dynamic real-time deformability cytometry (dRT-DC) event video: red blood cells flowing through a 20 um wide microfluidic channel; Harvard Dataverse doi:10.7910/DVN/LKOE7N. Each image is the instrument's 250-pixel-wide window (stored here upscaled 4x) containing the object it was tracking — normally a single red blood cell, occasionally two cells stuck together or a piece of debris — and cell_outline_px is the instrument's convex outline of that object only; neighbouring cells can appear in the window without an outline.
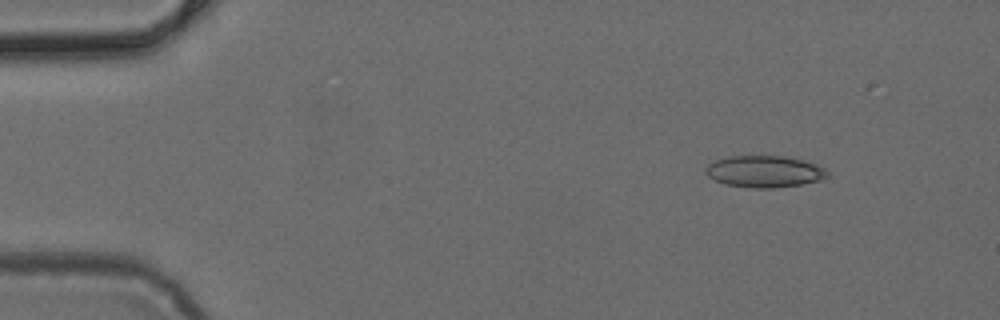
{"species": "common noctule bat (a hibernating species)", "species_latin": "Nyctalus noctula", "temperature_condition": "cold", "stored_images_in_passage": 4, "camera_frame_rate_fps": 3000, "um_per_image_px": 0.085, "animal": {"sex": "female", "body_mass_g": 24.6, "forearm_length_mm": 56.2}, "frame": {"image": 1, "passage_image": 2, "time_ms": 0.333, "image_size_px": [1000, 320], "cell_outline_px": [[828, 176], [824, 180], [776, 188], [752, 188], [724, 184], [708, 176], [704, 172], [704, 168], [708, 164], [716, 160], [728, 156], [784, 156], [804, 160], [816, 164], [824, 168], [828, 172]], "centroid_in_image_um": [64.98, 14.58], "position_along_channel_um": 20.0, "area_um2": 22.66}}